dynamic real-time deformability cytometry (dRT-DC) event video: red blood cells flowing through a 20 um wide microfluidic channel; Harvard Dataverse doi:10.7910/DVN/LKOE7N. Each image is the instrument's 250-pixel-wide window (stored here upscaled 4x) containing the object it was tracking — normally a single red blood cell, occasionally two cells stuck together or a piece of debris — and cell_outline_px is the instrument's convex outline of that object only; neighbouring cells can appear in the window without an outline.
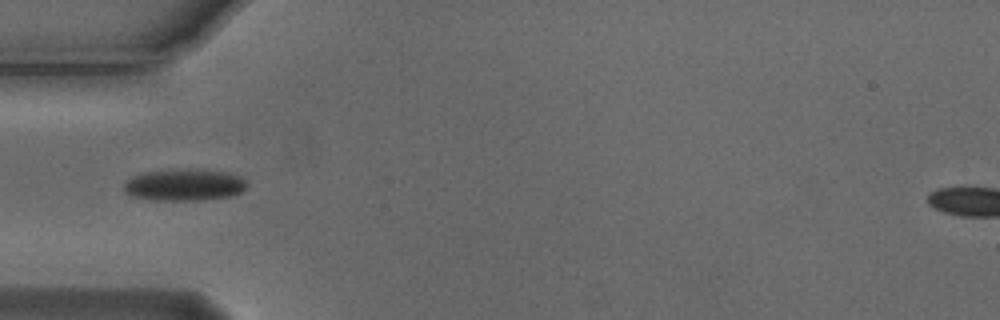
{"species": "Egyptian fruit bat (a non-hibernating species)", "species_latin": "Rousettus aegyptiacus", "temperature_condition": "cold", "stored_images_in_passage": 7, "camera_frame_rate_fps": 3000, "um_per_image_px": 0.085, "animal": {"sex": "male"}, "frame": {"image": 1, "passage_image": 4, "time_ms": 1.0, "image_size_px": [1000, 320], "cell_outline_px": [[248, 184], [240, 192], [232, 196], [200, 200], [156, 200], [132, 196], [124, 192], [124, 184], [132, 176], [144, 172], [172, 168], [228, 172], [240, 176]], "centroid_in_image_um": [15.65, 15.7], "position_along_channel_um": 69.4, "area_um2": 22.83}}
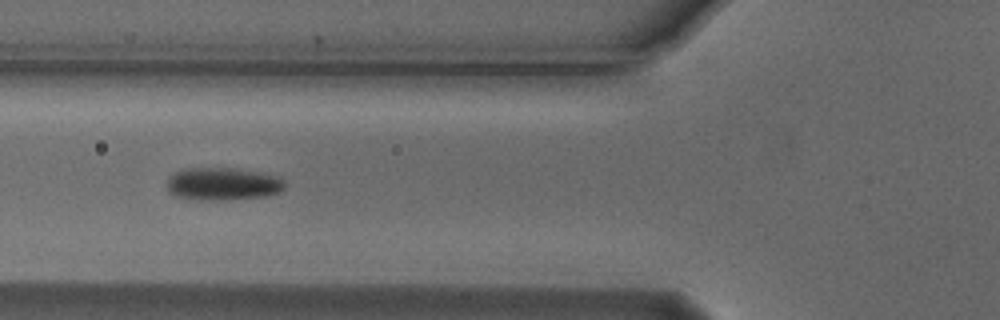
{"frame": {"image": 2, "passage_image": 5, "time_ms": 1.333, "image_size_px": [1000, 320], "cell_outline_px": [[284, 188], [280, 192], [264, 196], [212, 200], [200, 200], [176, 196], [168, 192], [168, 176], [184, 168], [232, 168], [260, 172], [276, 176], [284, 180]], "centroid_in_image_um": [18.91, 15.62], "position_along_channel_um": 106.9, "area_um2": 22.25}}
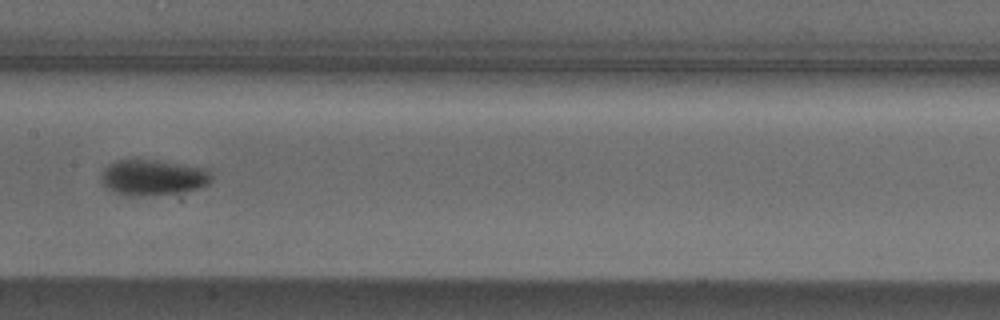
{"frame": {"image": 3, "passage_image": 7, "time_ms": 2.0, "image_size_px": [1000, 320], "cell_outline_px": [[212, 180], [208, 184], [200, 188], [172, 192], [136, 196], [128, 196], [116, 192], [108, 188], [100, 180], [100, 176], [104, 168], [108, 164], [116, 160], [156, 160], [208, 168], [212, 176]], "centroid_in_image_um": [13.0, 15.06], "position_along_channel_um": 194.4, "area_um2": 22.72}}